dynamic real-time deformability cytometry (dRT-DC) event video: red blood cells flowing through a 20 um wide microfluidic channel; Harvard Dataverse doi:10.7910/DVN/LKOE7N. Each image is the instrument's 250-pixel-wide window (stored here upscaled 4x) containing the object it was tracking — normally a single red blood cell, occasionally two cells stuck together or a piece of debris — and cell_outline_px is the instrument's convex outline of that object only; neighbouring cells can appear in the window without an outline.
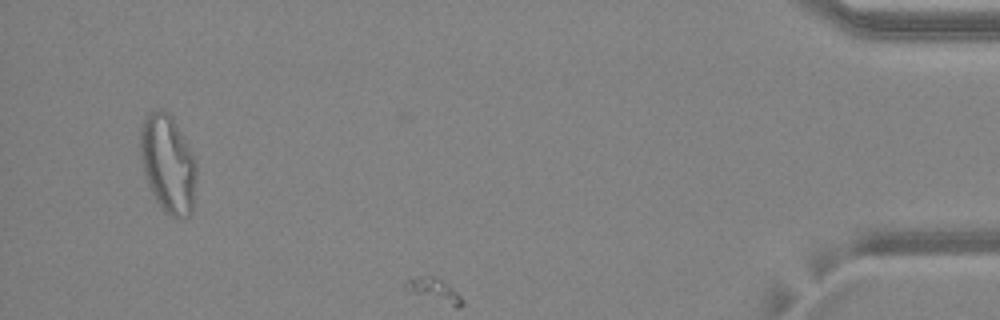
{"species": "common noctule bat (a hibernating species)", "species_latin": "Nyctalus noctula", "temperature_condition": "warm", "stored_images_in_passage": 49, "camera_frame_rate_fps": 3000, "um_per_image_px": 0.085, "animal": {"sex": "female", "body_mass_g": 24.6, "forearm_length_mm": 56.2}, "frame": {"image": 1, "passage_image": 47, "time_ms": 15.333, "image_size_px": [1000, 320], "cell_outline_px": [[196, 180], [192, 212], [188, 216], [180, 220], [176, 220], [164, 212], [160, 208], [148, 184], [144, 172], [140, 152], [140, 128], [144, 116], [148, 112], [160, 108], [168, 112], [172, 116], [196, 160]], "centroid_in_image_um": [14.27, 13.94], "position_along_channel_um": 420.9, "area_um2": 32.48}}